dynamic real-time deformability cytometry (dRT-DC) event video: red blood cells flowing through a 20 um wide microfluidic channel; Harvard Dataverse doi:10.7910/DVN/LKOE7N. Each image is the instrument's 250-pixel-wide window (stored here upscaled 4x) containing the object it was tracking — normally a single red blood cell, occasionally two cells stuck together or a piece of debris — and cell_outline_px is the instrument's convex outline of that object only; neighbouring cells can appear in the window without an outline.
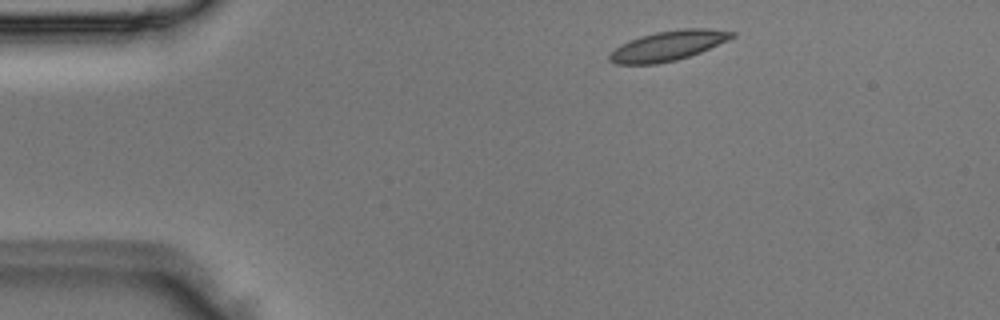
{"species": "Egyptian fruit bat (a non-hibernating species)", "species_latin": "Rousettus aegyptiacus", "temperature_condition": "room temperature", "stored_images_in_passage": 2, "camera_frame_rate_fps": 3000, "um_per_image_px": 0.085, "animal": {"sex": "male"}, "frame": {"image": 1, "passage_image": 1, "time_ms": 0.0, "image_size_px": [1000, 320], "cell_outline_px": [[736, 36], [728, 40], [700, 52], [676, 60], [656, 64], [616, 64], [608, 60], [608, 52], [620, 44], [628, 40], [640, 36], [656, 32], [684, 28], [708, 28], [736, 32]], "centroid_in_image_um": [56.74, 3.88], "position_along_channel_um": 28.3, "area_um2": 21.44}}